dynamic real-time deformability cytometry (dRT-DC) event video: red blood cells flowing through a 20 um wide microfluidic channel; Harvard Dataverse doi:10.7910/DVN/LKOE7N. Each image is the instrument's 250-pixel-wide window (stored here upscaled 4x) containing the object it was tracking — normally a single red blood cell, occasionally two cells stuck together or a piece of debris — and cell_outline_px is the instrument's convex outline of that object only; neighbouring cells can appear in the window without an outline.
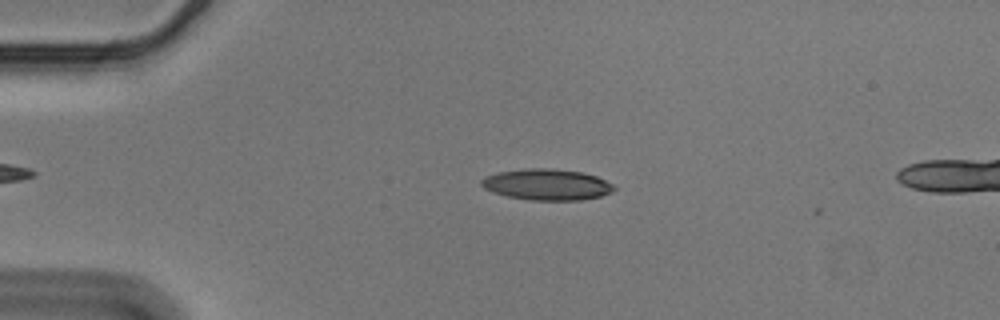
{"species": "Egyptian fruit bat (a non-hibernating species)", "species_latin": "Rousettus aegyptiacus", "temperature_condition": "cold", "stored_images_in_passage": 10, "camera_frame_rate_fps": 3000, "um_per_image_px": 0.085, "animal": {"sex": "male"}, "frame": {"image": 1, "passage_image": 6, "time_ms": 1.667, "image_size_px": [1000, 320], "cell_outline_px": [[616, 188], [612, 192], [600, 196], [580, 200], [528, 200], [508, 196], [492, 192], [484, 188], [480, 184], [480, 180], [484, 176], [500, 172], [524, 168], [552, 168], [584, 172], [596, 176], [612, 184]], "centroid_in_image_um": [46.47, 15.68], "position_along_channel_um": 38.5, "area_um2": 24.16}}